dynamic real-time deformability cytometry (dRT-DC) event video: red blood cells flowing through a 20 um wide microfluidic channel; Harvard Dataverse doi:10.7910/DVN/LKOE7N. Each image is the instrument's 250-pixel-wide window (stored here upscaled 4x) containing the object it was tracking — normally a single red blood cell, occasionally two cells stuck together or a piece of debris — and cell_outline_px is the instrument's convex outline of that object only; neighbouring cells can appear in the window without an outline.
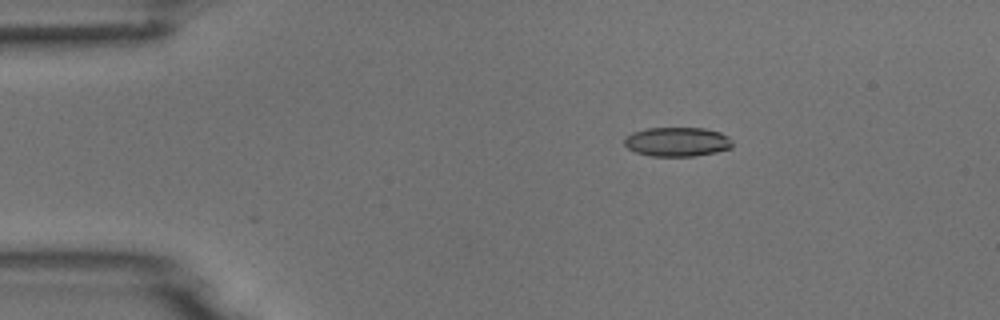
{"species": "common noctule bat (a hibernating species)", "species_latin": "Nyctalus noctula", "temperature_condition": "room temperature", "stored_images_in_passage": 5, "camera_frame_rate_fps": 3000, "um_per_image_px": 0.085, "animal": {"sex": "male", "body_mass_g": 18.8}, "frame": {"image": 1, "passage_image": 3, "time_ms": 0.667, "image_size_px": [1000, 320], "cell_outline_px": [[732, 148], [716, 152], [696, 156], [652, 156], [636, 152], [628, 148], [624, 144], [624, 140], [632, 132], [648, 128], [704, 128], [720, 132], [728, 136], [732, 140]], "centroid_in_image_um": [57.59, 12.05], "position_along_channel_um": 27.4, "area_um2": 18.44}}
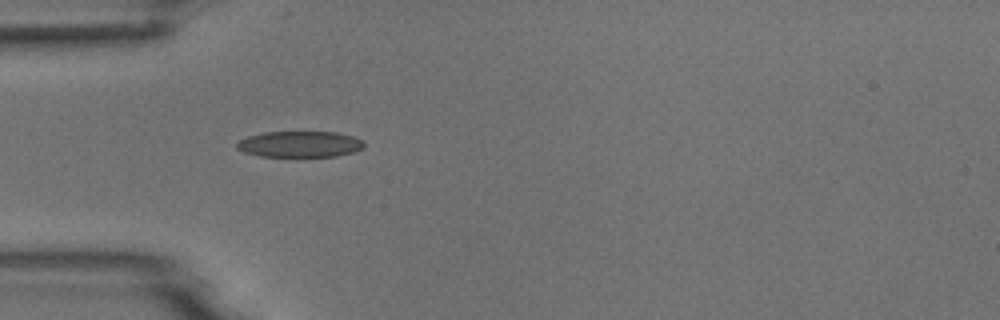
{"frame": {"image": 2, "passage_image": 5, "time_ms": 1.333, "image_size_px": [1000, 320], "cell_outline_px": [[364, 148], [356, 152], [336, 156], [304, 160], [296, 160], [260, 156], [244, 152], [236, 148], [236, 144], [240, 140], [248, 136], [264, 132], [336, 132], [352, 136], [364, 140]], "centroid_in_image_um": [25.51, 12.32], "position_along_channel_um": 59.5, "area_um2": 20.58}}